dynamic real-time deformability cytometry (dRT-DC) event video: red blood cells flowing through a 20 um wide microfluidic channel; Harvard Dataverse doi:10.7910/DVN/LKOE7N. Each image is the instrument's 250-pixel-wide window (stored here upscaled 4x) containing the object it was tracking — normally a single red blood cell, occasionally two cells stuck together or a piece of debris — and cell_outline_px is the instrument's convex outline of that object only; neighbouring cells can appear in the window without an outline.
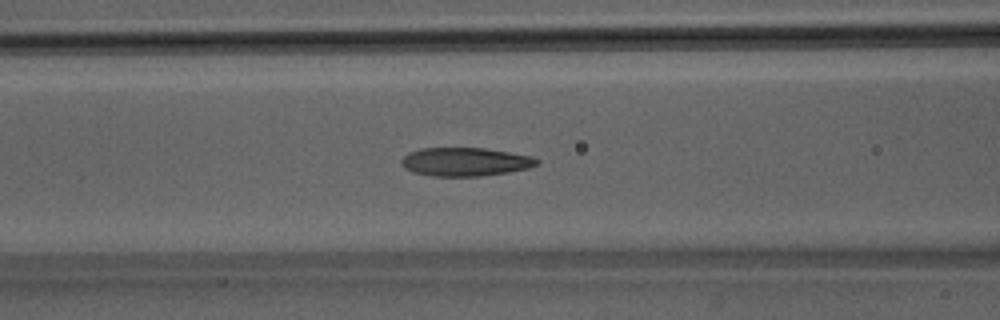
{"species": "Egyptian fruit bat (a non-hibernating species)", "species_latin": "Rousettus aegyptiacus", "temperature_condition": "room temperature", "stored_images_in_passage": 50, "camera_frame_rate_fps": 3000, "um_per_image_px": 0.085, "animal": {"sex": "male"}, "frame": {"image": 1, "passage_image": 21, "time_ms": 6.667, "image_size_px": [1000, 320], "cell_outline_px": [[540, 164], [528, 168], [508, 172], [480, 176], [432, 176], [412, 172], [404, 168], [400, 164], [400, 160], [408, 152], [420, 148], [484, 148], [532, 156], [540, 160]], "centroid_in_image_um": [39.52, 13.75], "position_along_channel_um": 127.1, "area_um2": 22.66}}
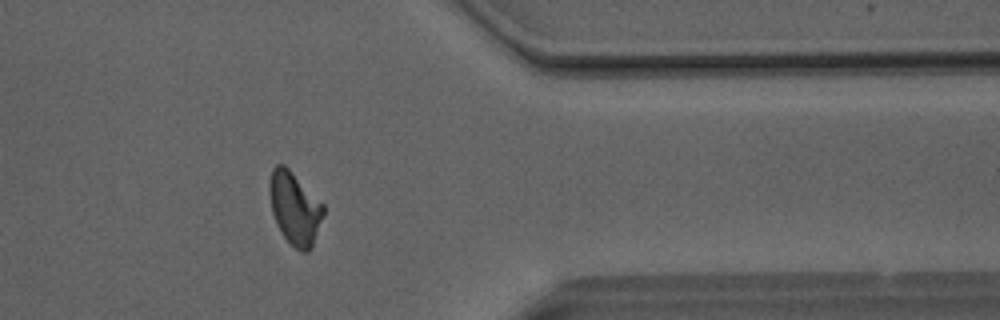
{"frame": {"image": 2, "passage_image": 41, "time_ms": 13.333, "image_size_px": [1000, 320], "cell_outline_px": [[324, 212], [312, 248], [308, 252], [300, 252], [280, 232], [276, 224], [272, 212], [268, 192], [268, 188], [272, 168], [276, 164], [284, 164], [324, 204]], "centroid_in_image_um": [25.04, 17.7], "position_along_channel_um": 386.4, "area_um2": 22.83}}
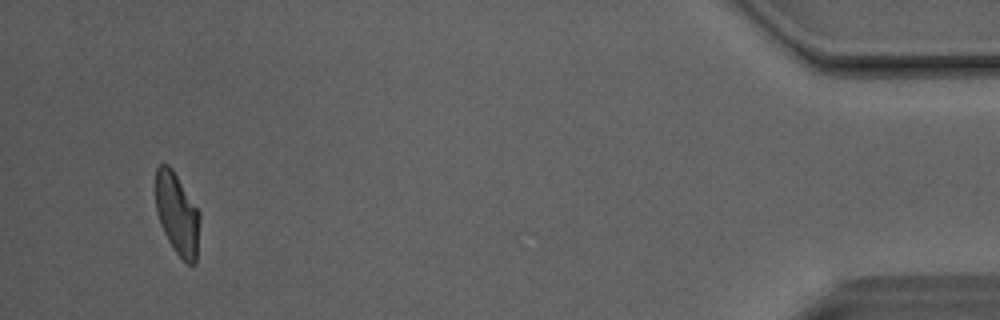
{"frame": {"image": 3, "passage_image": 48, "time_ms": 15.667, "image_size_px": [1000, 320], "cell_outline_px": [[200, 220], [196, 264], [188, 264], [176, 252], [168, 240], [160, 224], [156, 212], [156, 168], [160, 164], [168, 164], [172, 168], [200, 212]], "centroid_in_image_um": [15.07, 18.18], "position_along_channel_um": 420.1, "area_um2": 21.04}, "authors_computed_cell_mechanics": {"area_um2": 22.7154, "velocity_mm_per_s": 4.1037, "shape_relaxation_time_tau1_ms": 5.2172, "shape_relaxation_time_tau2_ms": 1.6911, "deformation_change_tau1": 0.1729, "deformation_change_tau2": 0.0883}}